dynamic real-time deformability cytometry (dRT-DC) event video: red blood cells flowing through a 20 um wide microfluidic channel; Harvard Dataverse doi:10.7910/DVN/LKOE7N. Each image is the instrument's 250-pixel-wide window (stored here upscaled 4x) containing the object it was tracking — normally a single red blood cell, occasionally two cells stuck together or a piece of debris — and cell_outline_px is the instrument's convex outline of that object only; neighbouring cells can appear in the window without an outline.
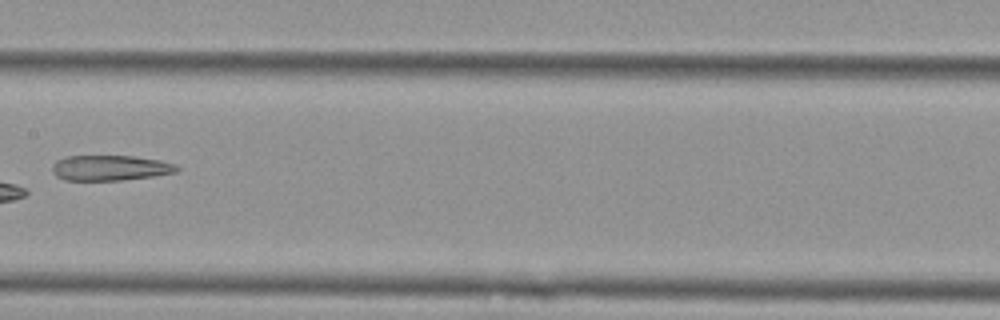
{"species": "Egyptian fruit bat (a non-hibernating species)", "species_latin": "Rousettus aegyptiacus", "temperature_condition": "cold", "stored_images_in_passage": 9, "camera_frame_rate_fps": 3000, "um_per_image_px": 0.085, "animal": {"sex": "female"}, "frame": {"image": 1, "passage_image": 6, "time_ms": 1.667, "image_size_px": [1000, 320], "cell_outline_px": [[180, 172], [124, 180], [64, 180], [56, 176], [52, 172], [52, 164], [56, 160], [64, 156], [132, 156], [160, 160], [176, 164], [180, 168]], "centroid_in_image_um": [9.37, 14.27], "position_along_channel_um": 198.0, "area_um2": 18.61}}
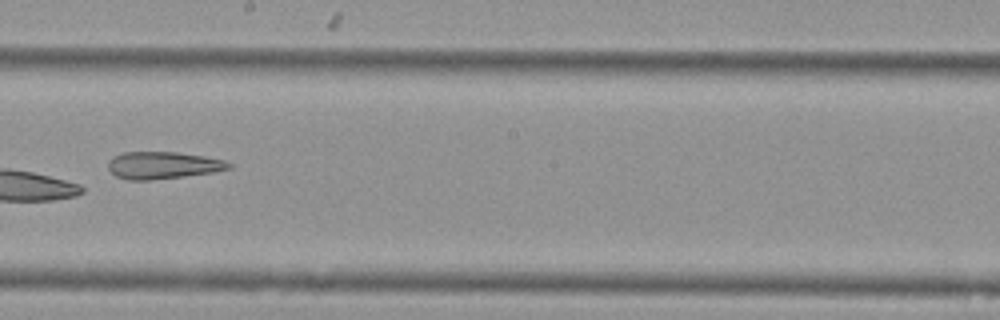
{"frame": {"image": 2, "passage_image": 7, "time_ms": 2.0, "image_size_px": [1000, 320], "cell_outline_px": [[232, 168], [212, 172], [184, 176], [152, 180], [128, 180], [116, 176], [108, 168], [108, 160], [112, 156], [124, 152], [176, 152], [204, 156], [224, 160], [232, 164]], "centroid_in_image_um": [13.82, 14.04], "position_along_channel_um": 234.4, "area_um2": 19.13}}
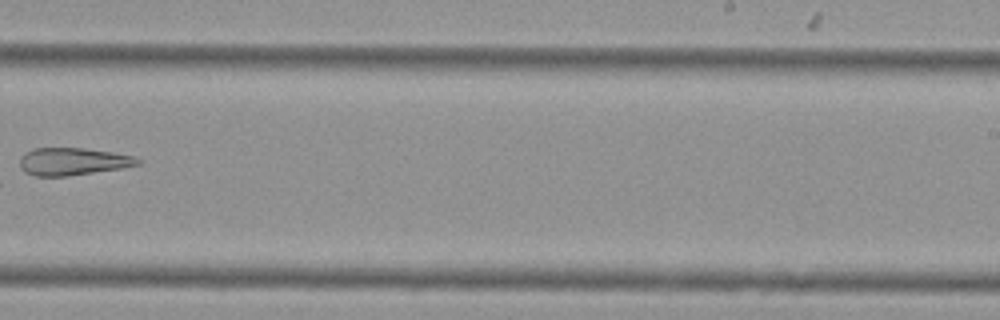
{"frame": {"image": 3, "passage_image": 8, "time_ms": 2.333, "image_size_px": [1000, 320], "cell_outline_px": [[144, 160], [140, 164], [124, 168], [64, 176], [36, 176], [24, 172], [20, 168], [20, 156], [24, 152], [32, 148], [84, 148], [112, 152], [136, 156]], "centroid_in_image_um": [6.21, 13.72], "position_along_channel_um": 282.8, "area_um2": 19.13}}